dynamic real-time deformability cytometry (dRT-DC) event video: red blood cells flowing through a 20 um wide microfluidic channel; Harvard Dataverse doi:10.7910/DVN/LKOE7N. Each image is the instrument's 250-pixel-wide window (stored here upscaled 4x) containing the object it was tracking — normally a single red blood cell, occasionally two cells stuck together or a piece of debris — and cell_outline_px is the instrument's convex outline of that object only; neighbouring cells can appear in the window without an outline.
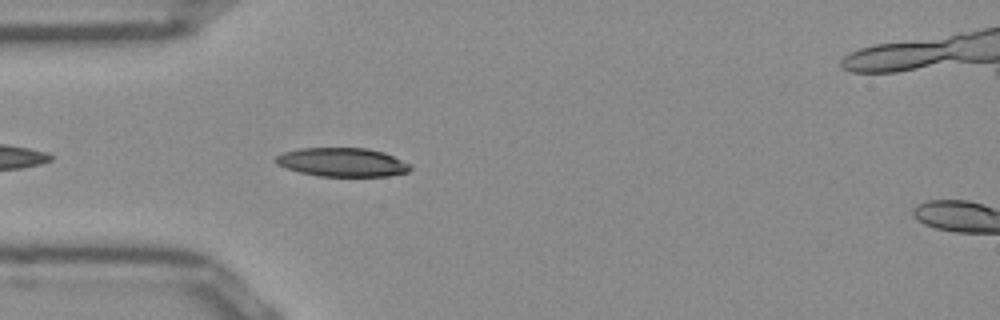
{"species": "Egyptian fruit bat (a non-hibernating species)", "species_latin": "Rousettus aegyptiacus", "temperature_condition": "room temperature", "stored_images_in_passage": 7, "camera_frame_rate_fps": 3000, "um_per_image_px": 0.085, "frame": {"image": 1, "passage_image": 4, "time_ms": 1.0, "image_size_px": [1000, 320], "cell_outline_px": [[412, 168], [408, 172], [388, 176], [320, 176], [300, 172], [276, 164], [272, 160], [276, 156], [284, 152], [300, 148], [368, 148], [384, 152], [412, 164]], "centroid_in_image_um": [29.12, 13.78], "position_along_channel_um": 55.9, "area_um2": 22.66}}